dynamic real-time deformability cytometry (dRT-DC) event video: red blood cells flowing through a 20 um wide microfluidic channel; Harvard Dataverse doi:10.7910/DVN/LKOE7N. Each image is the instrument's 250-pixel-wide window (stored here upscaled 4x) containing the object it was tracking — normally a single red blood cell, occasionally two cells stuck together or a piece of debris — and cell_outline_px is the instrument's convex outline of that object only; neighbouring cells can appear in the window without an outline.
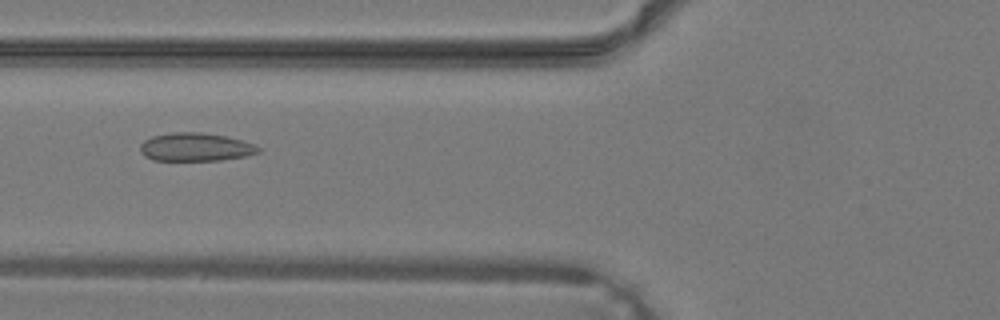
{"species": "common noctule bat (a hibernating species)", "species_latin": "Nyctalus noctula", "temperature_condition": "warm", "stored_images_in_passage": 39, "camera_frame_rate_fps": 3000, "um_per_image_px": 0.085, "animal": {"sex": "male", "body_mass_g": 19.2, "forearm_length_mm": 51.8}, "frame": {"image": 1, "passage_image": 16, "time_ms": 5.0, "image_size_px": [1000, 320], "cell_outline_px": [[260, 152], [248, 156], [220, 160], [152, 160], [144, 156], [140, 152], [140, 144], [144, 140], [152, 136], [172, 132], [200, 132], [224, 136], [240, 140], [252, 144], [260, 148]], "centroid_in_image_um": [16.58, 12.5], "position_along_channel_um": 109.2, "area_um2": 19.42}}
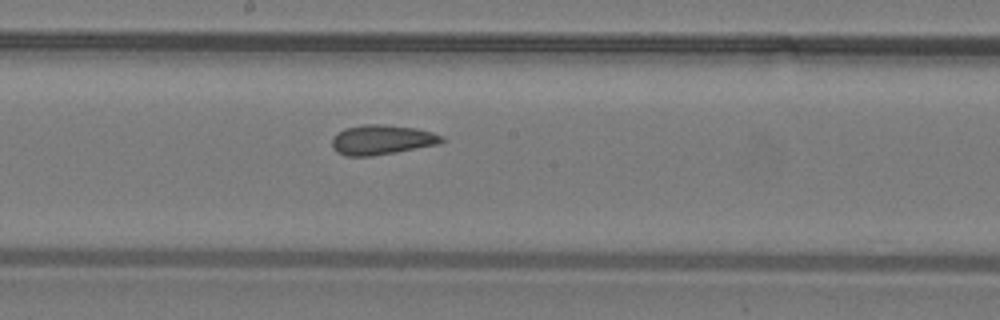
{"frame": {"image": 2, "passage_image": 22, "time_ms": 7.0, "image_size_px": [1000, 320], "cell_outline_px": [[444, 140], [440, 144], [396, 152], [372, 156], [348, 156], [336, 152], [332, 148], [332, 136], [336, 132], [344, 128], [364, 124], [384, 124], [416, 128], [432, 132], [444, 136]], "centroid_in_image_um": [32.43, 11.87], "position_along_channel_um": 215.8, "area_um2": 19.31}}
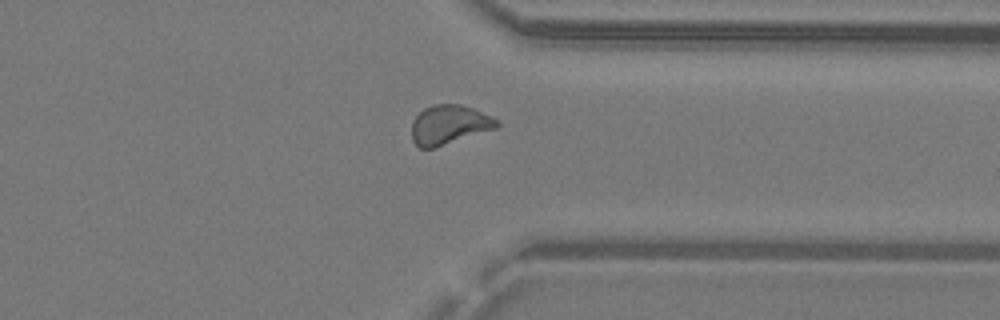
{"frame": {"image": 3, "passage_image": 31, "time_ms": 10.0, "image_size_px": [1000, 320], "cell_outline_px": [[500, 124], [496, 128], [436, 148], [420, 148], [412, 140], [412, 120], [424, 108], [432, 104], [460, 104], [472, 108], [492, 116]], "centroid_in_image_um": [38.16, 10.6], "position_along_channel_um": 373.2, "area_um2": 19.54}}